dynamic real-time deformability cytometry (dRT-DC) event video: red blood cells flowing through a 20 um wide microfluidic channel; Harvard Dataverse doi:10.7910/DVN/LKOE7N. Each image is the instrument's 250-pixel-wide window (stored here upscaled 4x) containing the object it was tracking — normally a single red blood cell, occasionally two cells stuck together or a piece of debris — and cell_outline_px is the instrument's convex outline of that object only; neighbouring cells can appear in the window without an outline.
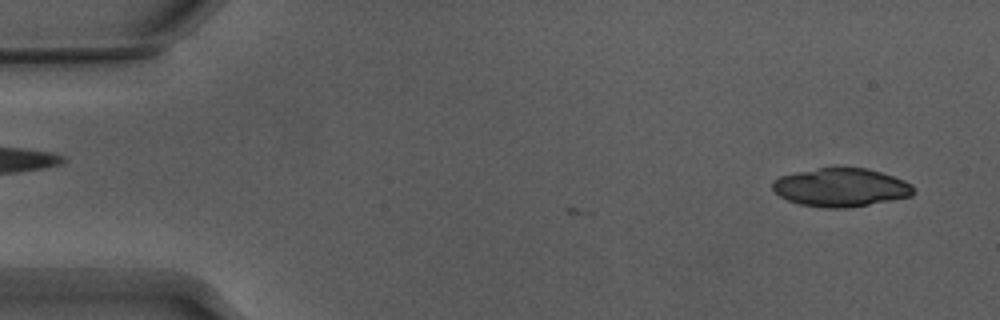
{"species": "Egyptian fruit bat (a non-hibernating species)", "species_latin": "Rousettus aegyptiacus", "temperature_condition": "warm", "stored_images_in_passage": 3, "camera_frame_rate_fps": 3000, "um_per_image_px": 0.085, "animal": {"sex": "male"}, "frame": {"image": 1, "passage_image": 3, "time_ms": 0.667, "image_size_px": [1000, 320], "cell_outline_px": [[916, 192], [912, 196], [892, 200], [848, 208], [828, 208], [800, 204], [788, 200], [780, 196], [772, 188], [772, 184], [780, 176], [796, 172], [820, 168], [864, 168], [880, 172], [904, 180], [912, 184]], "centroid_in_image_um": [71.51, 15.94], "position_along_channel_um": 13.5, "area_um2": 31.33}}